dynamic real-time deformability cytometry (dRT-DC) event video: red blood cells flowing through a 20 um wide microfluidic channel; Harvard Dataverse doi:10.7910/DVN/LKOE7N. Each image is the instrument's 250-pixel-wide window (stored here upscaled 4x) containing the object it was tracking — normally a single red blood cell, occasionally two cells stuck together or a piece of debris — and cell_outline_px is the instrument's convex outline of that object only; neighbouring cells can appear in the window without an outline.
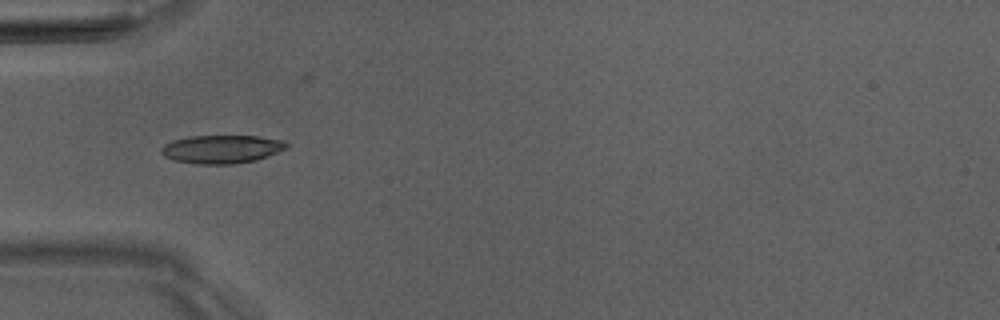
{"species": "Egyptian fruit bat (a non-hibernating species)", "species_latin": "Rousettus aegyptiacus", "temperature_condition": "room temperature", "stored_images_in_passage": 4, "camera_frame_rate_fps": 3000, "um_per_image_px": 0.085, "animal": {"sex": "male"}, "frame": {"image": 1, "passage_image": 4, "time_ms": 3.333, "image_size_px": [1000, 320], "cell_outline_px": [[288, 148], [268, 156], [256, 160], [232, 164], [196, 164], [172, 160], [164, 156], [160, 152], [160, 148], [164, 144], [172, 140], [188, 136], [256, 136], [284, 140], [288, 144]], "centroid_in_image_um": [18.82, 12.68], "position_along_channel_um": 66.2, "area_um2": 20.87}}